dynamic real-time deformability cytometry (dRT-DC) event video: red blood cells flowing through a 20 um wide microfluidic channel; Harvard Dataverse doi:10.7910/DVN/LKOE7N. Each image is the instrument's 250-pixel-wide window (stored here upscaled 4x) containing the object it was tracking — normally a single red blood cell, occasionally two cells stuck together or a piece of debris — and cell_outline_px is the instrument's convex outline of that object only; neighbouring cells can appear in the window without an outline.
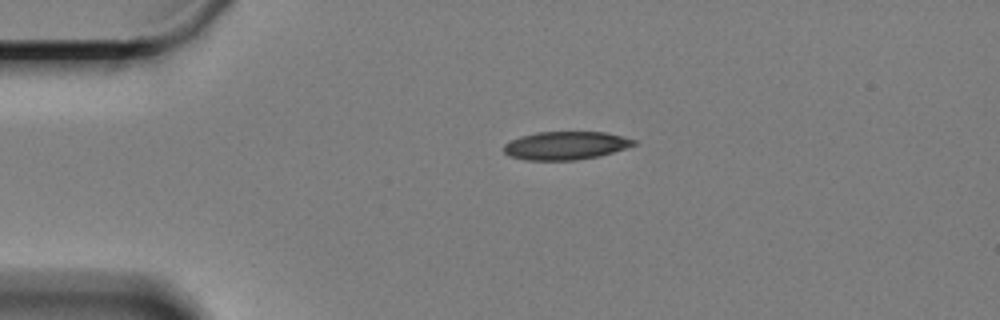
{"species": "Egyptian fruit bat (a non-hibernating species)", "species_latin": "Rousettus aegyptiacus", "temperature_condition": "cold", "stored_images_in_passage": 41, "camera_frame_rate_fps": 3000, "um_per_image_px": 0.085, "animal": {"sex": "female"}, "frame": {"image": 1, "passage_image": 1, "time_ms": 0.0, "image_size_px": [1000, 320], "cell_outline_px": [[636, 144], [600, 156], [576, 160], [524, 160], [508, 156], [504, 152], [504, 144], [520, 136], [536, 132], [604, 132], [624, 136], [636, 140]], "centroid_in_image_um": [48.06, 12.37], "position_along_channel_um": 36.9, "area_um2": 21.39}}
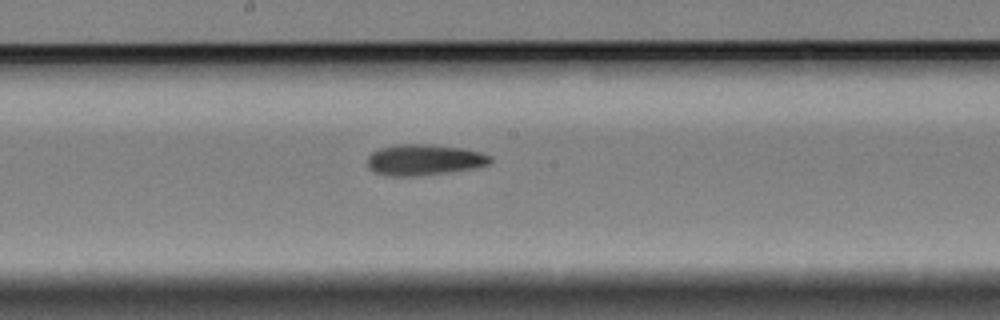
{"frame": {"image": 2, "passage_image": 20, "time_ms": 6.333, "image_size_px": [1000, 320], "cell_outline_px": [[492, 160], [488, 164], [476, 168], [452, 172], [420, 176], [388, 176], [372, 172], [368, 168], [368, 156], [372, 152], [380, 148], [396, 144], [432, 144], [460, 148], [480, 152], [492, 156]], "centroid_in_image_um": [36.04, 13.6], "position_along_channel_um": 212.2, "area_um2": 22.48}}
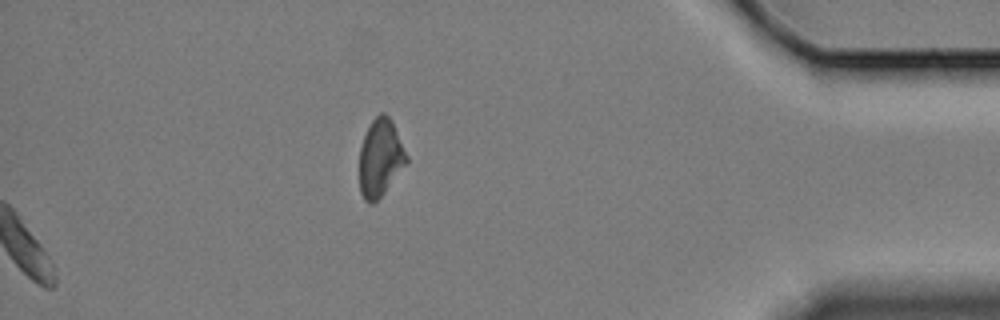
{"frame": {"image": 3, "passage_image": 41, "time_ms": 13.333, "image_size_px": [1000, 320], "cell_outline_px": [[408, 160], [384, 192], [372, 204], [368, 204], [364, 200], [360, 192], [360, 148], [364, 136], [372, 120], [380, 112], [384, 112], [392, 120], [408, 156]], "centroid_in_image_um": [32.32, 13.4], "position_along_channel_um": 402.9, "area_um2": 20.98}}